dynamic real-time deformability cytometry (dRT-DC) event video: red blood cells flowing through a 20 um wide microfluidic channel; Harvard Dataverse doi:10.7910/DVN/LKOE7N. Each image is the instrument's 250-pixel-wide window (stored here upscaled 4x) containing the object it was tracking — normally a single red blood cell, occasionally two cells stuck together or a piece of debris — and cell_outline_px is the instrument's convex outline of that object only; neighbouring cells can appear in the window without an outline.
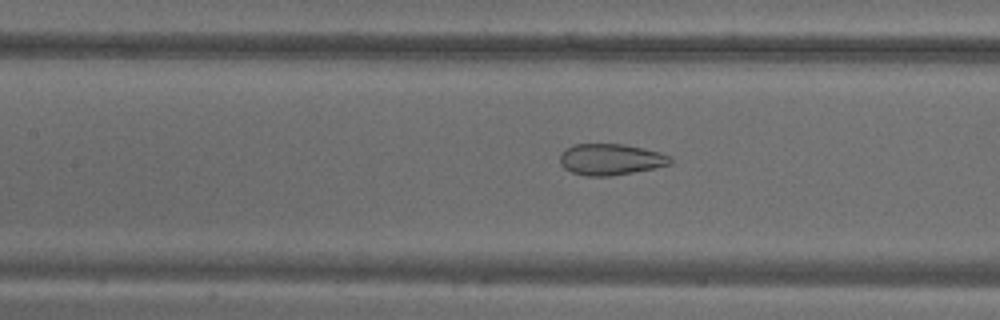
{"species": "common noctule bat (a hibernating species)", "species_latin": "Nyctalus noctula", "temperature_condition": "warm", "stored_images_in_passage": 54, "camera_frame_rate_fps": 3000, "um_per_image_px": 0.085, "animal": {"sex": "male", "body_mass_g": 18.8}, "frame": {"image": 1, "passage_image": 24, "time_ms": 7.667, "image_size_px": [1000, 320], "cell_outline_px": [[672, 164], [656, 168], [608, 176], [584, 176], [572, 172], [564, 168], [560, 164], [560, 152], [576, 144], [624, 144], [660, 152], [672, 156]], "centroid_in_image_um": [51.92, 13.55], "position_along_channel_um": 155.5, "area_um2": 20.17}}
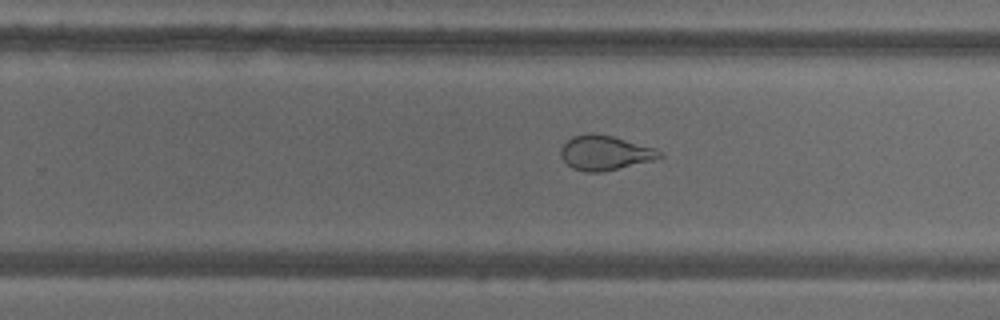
{"frame": {"image": 2, "passage_image": 34, "time_ms": 11.0, "image_size_px": [1000, 320], "cell_outline_px": [[664, 156], [652, 160], [600, 172], [584, 172], [572, 168], [560, 156], [560, 148], [572, 136], [592, 132], [612, 136], [656, 148], [664, 152]], "centroid_in_image_um": [51.41, 12.98], "position_along_channel_um": 278.4, "area_um2": 19.88}}
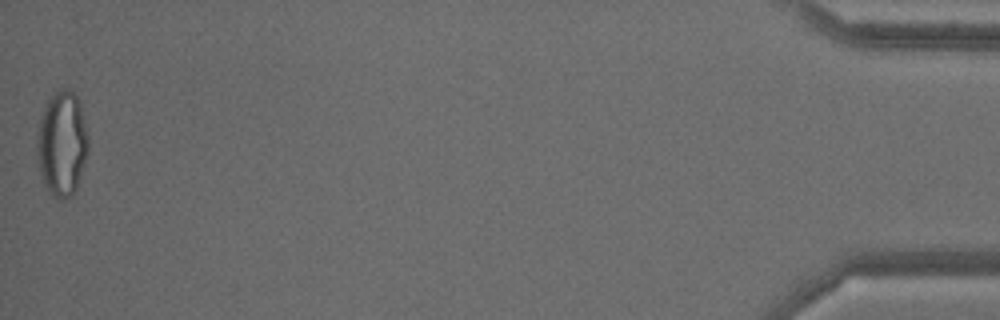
{"frame": {"image": 3, "passage_image": 54, "time_ms": 17.667, "image_size_px": [1000, 320], "cell_outline_px": [[88, 152], [76, 188], [72, 196], [60, 200], [52, 196], [44, 188], [36, 156], [36, 140], [40, 120], [44, 108], [48, 100], [56, 92], [64, 88], [68, 88], [80, 100], [88, 136]], "centroid_in_image_um": [5.26, 12.25], "position_along_channel_um": 429.9, "area_um2": 31.62}, "authors_computed_cell_mechanics": {"area_um2": 26.1834, "velocity_mm_per_s": 3.6996, "shape_relaxation_time_tau1_ms": null, "shape_relaxation_time_tau2_ms": 1.0465, "deformation_change_tau1": null, "deformation_change_tau2": 0.0797}}